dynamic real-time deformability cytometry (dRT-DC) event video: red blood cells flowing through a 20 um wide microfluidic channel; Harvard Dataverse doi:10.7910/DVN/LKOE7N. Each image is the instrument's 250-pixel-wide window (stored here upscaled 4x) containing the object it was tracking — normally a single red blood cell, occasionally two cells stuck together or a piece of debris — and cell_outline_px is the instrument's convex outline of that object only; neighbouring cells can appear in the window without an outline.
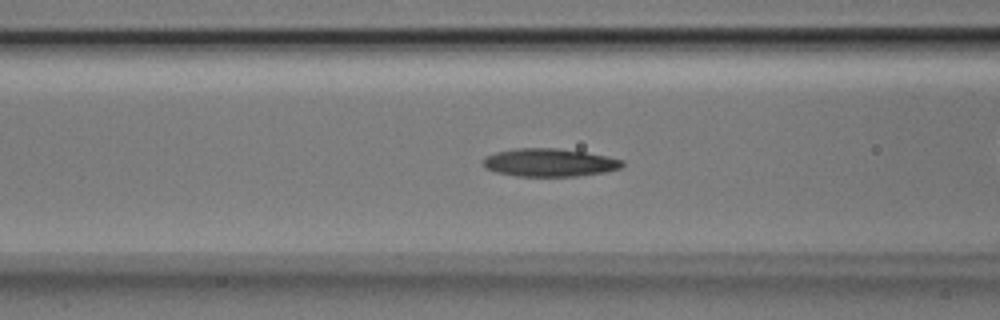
{"species": "Egyptian fruit bat (a non-hibernating species)", "species_latin": "Rousettus aegyptiacus", "temperature_condition": "room temperature", "stored_images_in_passage": 49, "camera_frame_rate_fps": 3000, "um_per_image_px": 0.085, "animal": {"sex": "male"}, "frame": {"image": 1, "passage_image": 17, "time_ms": 5.333, "image_size_px": [1000, 320], "cell_outline_px": [[624, 164], [620, 168], [604, 172], [576, 176], [516, 176], [496, 172], [484, 168], [484, 156], [496, 152], [516, 148], [560, 148], [608, 156], [624, 160]], "centroid_in_image_um": [46.7, 13.81], "position_along_channel_um": 119.9, "area_um2": 22.77}}
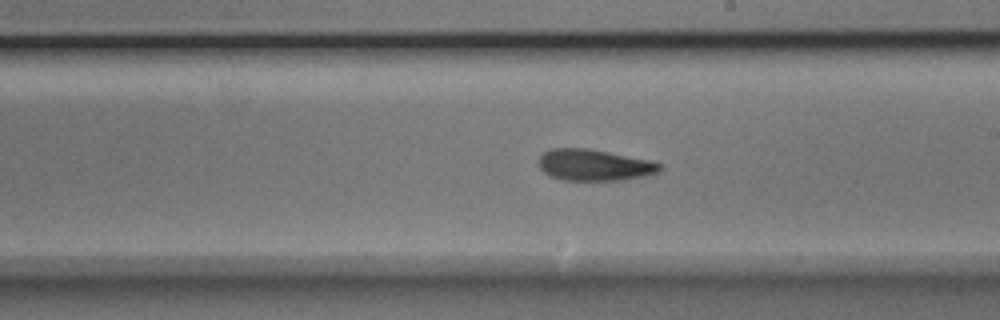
{"frame": {"image": 2, "passage_image": 26, "time_ms": 8.333, "image_size_px": [1000, 320], "cell_outline_px": [[664, 168], [660, 172], [644, 176], [624, 180], [564, 180], [552, 176], [544, 172], [540, 168], [540, 156], [544, 152], [552, 148], [588, 148], [652, 160], [660, 164]], "centroid_in_image_um": [50.57, 14.02], "position_along_channel_um": 238.4, "area_um2": 22.2}}
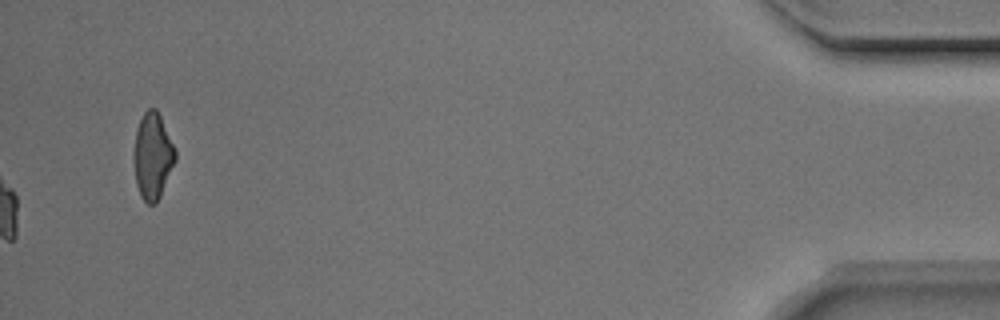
{"frame": {"image": 3, "passage_image": 49, "time_ms": 16.0, "image_size_px": [1000, 320], "cell_outline_px": [[176, 160], [160, 196], [156, 204], [148, 204], [140, 196], [136, 184], [132, 156], [132, 152], [136, 128], [144, 112], [148, 108], [156, 108], [160, 116], [176, 152]], "centroid_in_image_um": [12.94, 13.27], "position_along_channel_um": 422.3, "area_um2": 20.98}, "authors_computed_cell_mechanics": {"area_um2": 21.964, "velocity_mm_per_s": 3.9606, "shape_relaxation_time_tau1_ms": 5.138, "shape_relaxation_time_tau2_ms": 3.6854, "deformation_change_tau1": 0.1488, "deformation_change_tau2": 0.1205}}